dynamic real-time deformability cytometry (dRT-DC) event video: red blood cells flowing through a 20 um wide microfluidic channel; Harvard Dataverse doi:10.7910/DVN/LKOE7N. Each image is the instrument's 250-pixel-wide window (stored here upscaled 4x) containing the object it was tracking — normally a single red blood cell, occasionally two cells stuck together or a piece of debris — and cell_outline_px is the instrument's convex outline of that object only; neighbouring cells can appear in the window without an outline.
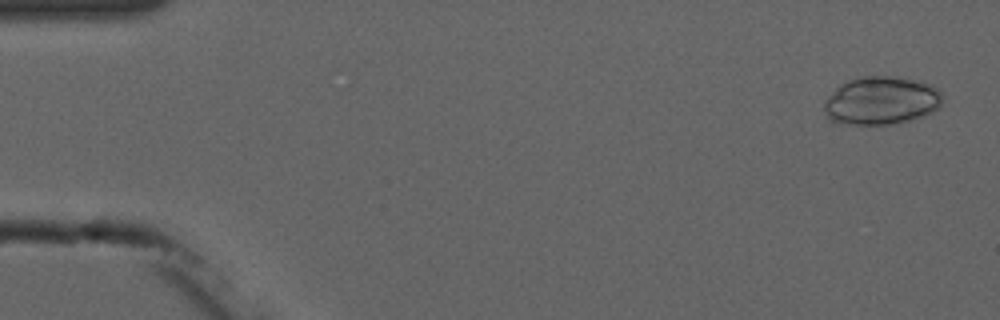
{"species": "common noctule bat (a hibernating species)", "species_latin": "Nyctalus noctula", "temperature_condition": "cold", "stored_images_in_passage": 5, "camera_frame_rate_fps": 3000, "um_per_image_px": 0.085, "animal": {"sex": "male", "forearm_length_mm": 52.5}, "frame": {"image": 1, "passage_image": 2, "time_ms": 1.333, "image_size_px": [1000, 320], "cell_outline_px": [[940, 108], [924, 116], [892, 124], [836, 124], [828, 120], [824, 108], [824, 100], [840, 84], [848, 80], [864, 76], [888, 76], [920, 80], [932, 84], [940, 92]], "centroid_in_image_um": [74.88, 8.56], "position_along_channel_um": 10.1, "area_um2": 33.41}}